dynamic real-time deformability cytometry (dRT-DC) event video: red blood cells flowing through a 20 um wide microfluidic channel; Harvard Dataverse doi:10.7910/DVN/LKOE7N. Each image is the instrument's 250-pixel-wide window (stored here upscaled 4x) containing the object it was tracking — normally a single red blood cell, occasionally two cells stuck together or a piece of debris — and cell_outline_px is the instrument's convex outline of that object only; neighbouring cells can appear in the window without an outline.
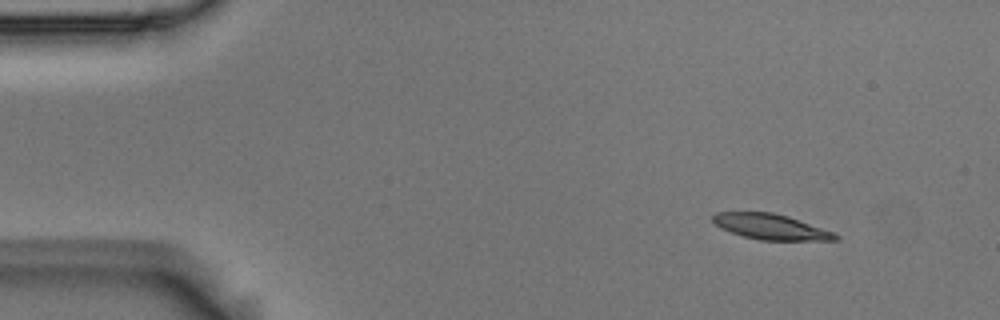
{"species": "Egyptian fruit bat (a non-hibernating species)", "species_latin": "Rousettus aegyptiacus", "temperature_condition": "room temperature", "stored_images_in_passage": 5, "segment_of_instrument_passage": [1, 2], "camera_frame_rate_fps": 3000, "um_per_image_px": 0.085, "animal": {"sex": "male"}, "frame": {"image": 1, "passage_image": 1, "time_ms": 0.0, "image_size_px": [1000, 320], "cell_outline_px": [[840, 240], [760, 240], [744, 236], [720, 228], [712, 220], [712, 216], [716, 212], [772, 212], [788, 216], [836, 232], [840, 236]], "centroid_in_image_um": [65.57, 19.27], "position_along_channel_um": 19.4, "area_um2": 18.26}}
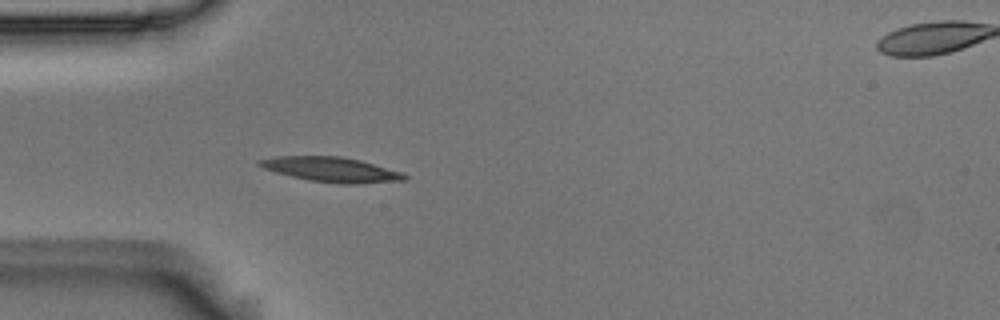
{"frame": {"image": 2, "passage_image": 4, "time_ms": 1.0, "image_size_px": [1000, 320], "cell_outline_px": [[408, 180], [360, 184], [340, 184], [308, 180], [276, 172], [264, 168], [256, 164], [256, 160], [276, 156], [340, 156], [360, 160], [400, 172], [408, 176]], "centroid_in_image_um": [28.15, 14.41], "position_along_channel_um": 56.9, "area_um2": 20.98}}